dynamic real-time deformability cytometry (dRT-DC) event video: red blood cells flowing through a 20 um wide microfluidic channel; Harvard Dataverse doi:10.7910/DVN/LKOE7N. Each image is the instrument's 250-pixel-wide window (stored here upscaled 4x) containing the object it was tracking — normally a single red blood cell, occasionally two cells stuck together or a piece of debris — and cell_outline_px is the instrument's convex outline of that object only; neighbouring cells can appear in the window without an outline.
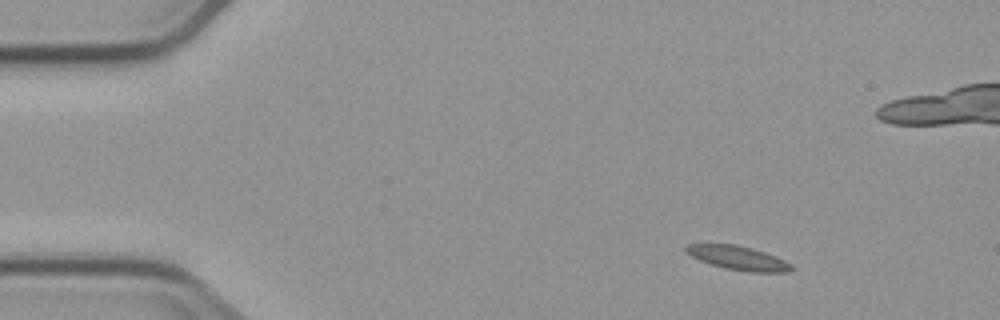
{"species": "common noctule bat (a hibernating species)", "species_latin": "Nyctalus noctula", "temperature_condition": "cold", "stored_images_in_passage": 4, "camera_frame_rate_fps": 3000, "um_per_image_px": 0.085, "animal": {"sex": "male", "body_mass_g": 23.1, "forearm_length_mm": 52.7}, "frame": {"image": 1, "passage_image": 1, "time_ms": 0.0, "image_size_px": [1000, 320], "cell_outline_px": [[796, 268], [788, 272], [752, 272], [724, 268], [700, 260], [684, 252], [684, 248], [688, 244], [736, 244], [752, 248], [776, 256], [792, 264]], "centroid_in_image_um": [62.77, 21.92], "position_along_channel_um": 22.2, "area_um2": 14.74}}